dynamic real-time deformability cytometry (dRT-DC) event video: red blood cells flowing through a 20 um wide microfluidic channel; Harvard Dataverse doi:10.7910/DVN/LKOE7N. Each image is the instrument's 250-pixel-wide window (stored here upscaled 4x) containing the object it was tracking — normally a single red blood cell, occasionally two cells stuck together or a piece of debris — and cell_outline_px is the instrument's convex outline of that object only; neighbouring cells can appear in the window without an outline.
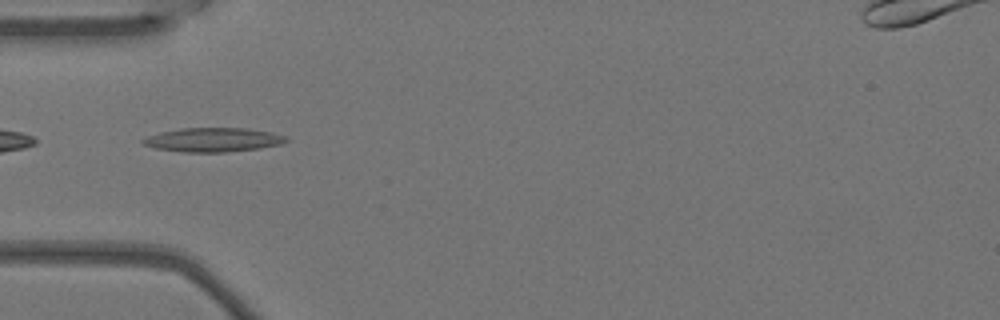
{"species": "Egyptian fruit bat (a non-hibernating species)", "species_latin": "Rousettus aegyptiacus", "temperature_condition": "warm", "stored_images_in_passage": 6, "camera_frame_rate_fps": 3000, "um_per_image_px": 0.085, "animal": {"sex": "female"}, "frame": {"image": 1, "passage_image": 4, "time_ms": 1.0, "image_size_px": [1000, 320], "cell_outline_px": [[288, 140], [280, 144], [260, 148], [224, 152], [184, 152], [156, 148], [144, 144], [140, 140], [148, 136], [160, 132], [180, 128], [248, 128], [272, 132], [288, 136]], "centroid_in_image_um": [18.14, 11.87], "position_along_channel_um": 66.9, "area_um2": 20.06}}
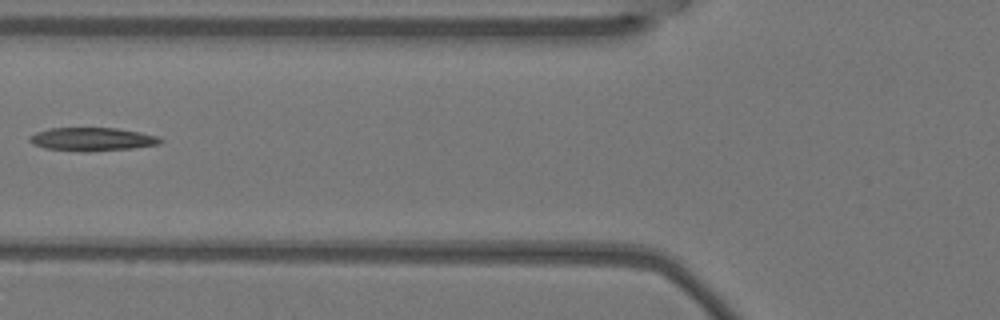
{"frame": {"image": 2, "passage_image": 5, "time_ms": 1.333, "image_size_px": [1000, 320], "cell_outline_px": [[164, 140], [160, 144], [132, 148], [88, 152], [80, 152], [44, 148], [32, 144], [28, 140], [28, 136], [36, 132], [48, 128], [116, 128], [140, 132], [160, 136]], "centroid_in_image_um": [7.82, 11.84], "position_along_channel_um": 118.0, "area_um2": 18.09}}
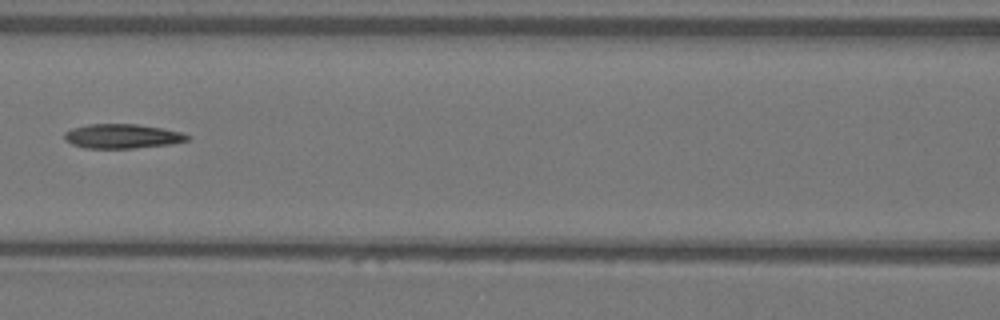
{"frame": {"image": 3, "passage_image": 6, "time_ms": 1.667, "image_size_px": [1000, 320], "cell_outline_px": [[192, 136], [188, 140], [172, 144], [136, 148], [84, 148], [72, 144], [64, 140], [64, 132], [72, 128], [88, 124], [136, 124], [160, 128], [180, 132]], "centroid_in_image_um": [10.37, 11.58], "position_along_channel_um": 156.2, "area_um2": 17.51}}